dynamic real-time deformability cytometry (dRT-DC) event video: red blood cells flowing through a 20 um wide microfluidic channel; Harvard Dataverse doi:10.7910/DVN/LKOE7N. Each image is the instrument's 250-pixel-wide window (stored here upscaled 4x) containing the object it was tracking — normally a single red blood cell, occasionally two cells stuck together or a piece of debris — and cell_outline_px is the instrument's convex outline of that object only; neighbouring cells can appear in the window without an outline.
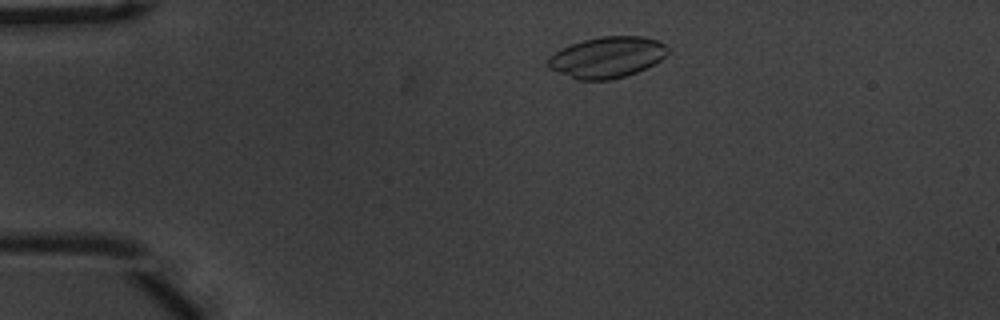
{"species": "common noctule bat (a hibernating species)", "species_latin": "Nyctalus noctula", "temperature_condition": "warm", "stored_images_in_passage": 50, "camera_frame_rate_fps": 3000, "um_per_image_px": 0.085, "animal": {"sex": "male", "body_mass_g": 20.1, "forearm_length_mm": 53.5}, "frame": {"image": 1, "passage_image": 6, "time_ms": 1.667, "image_size_px": [1000, 320], "cell_outline_px": [[668, 52], [660, 60], [636, 72], [612, 80], [576, 80], [548, 68], [548, 56], [572, 44], [584, 40], [600, 36], [644, 36], [656, 40], [664, 44], [668, 48]], "centroid_in_image_um": [51.58, 4.87], "position_along_channel_um": 33.4, "area_um2": 28.44}}
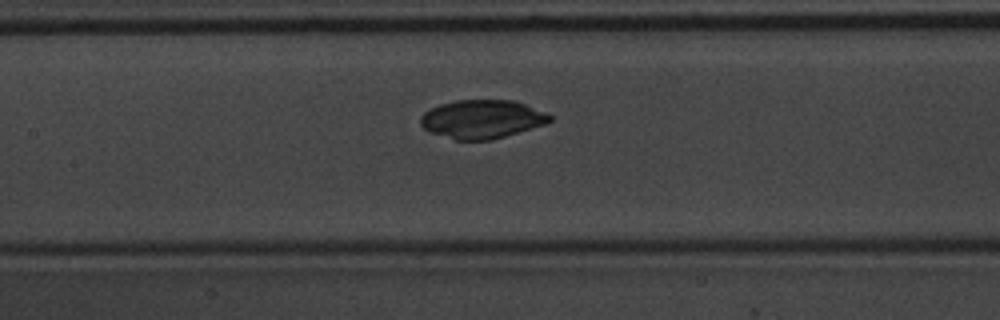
{"frame": {"image": 2, "passage_image": 21, "time_ms": 6.667, "image_size_px": [1000, 320], "cell_outline_px": [[552, 120], [544, 124], [492, 140], [456, 140], [432, 132], [424, 128], [420, 124], [420, 116], [424, 112], [440, 104], [456, 100], [512, 100], [524, 104], [544, 112], [552, 116]], "centroid_in_image_um": [40.95, 10.12], "position_along_channel_um": 166.5, "area_um2": 28.73}}
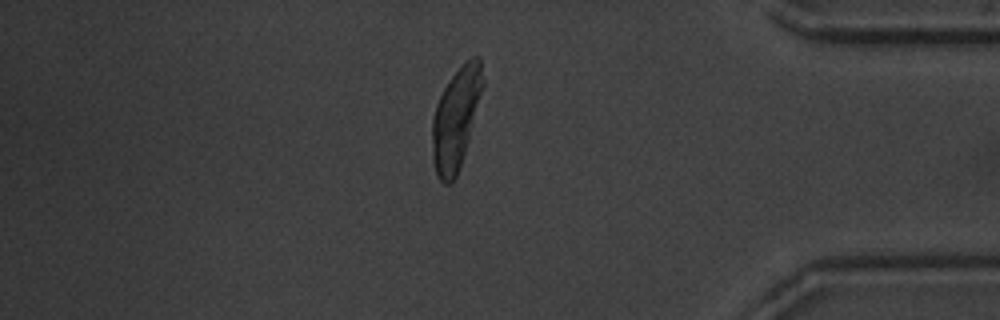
{"frame": {"image": 3, "passage_image": 42, "time_ms": 13.667, "image_size_px": [1000, 320], "cell_outline_px": [[484, 84], [464, 152], [456, 176], [452, 184], [444, 184], [436, 176], [432, 160], [432, 116], [436, 104], [444, 88], [452, 76], [472, 56], [480, 56], [484, 80]], "centroid_in_image_um": [38.73, 10.09], "position_along_channel_um": 396.5, "area_um2": 29.42}, "authors_computed_cell_mechanics": {"area_um2": 29.3046, "velocity_mm_per_s": 3.673, "shape_relaxation_time_tau1_ms": 4.5276, "shape_relaxation_time_tau2_ms": null, "deformation_change_tau1": 0.235, "deformation_change_tau2": null}}